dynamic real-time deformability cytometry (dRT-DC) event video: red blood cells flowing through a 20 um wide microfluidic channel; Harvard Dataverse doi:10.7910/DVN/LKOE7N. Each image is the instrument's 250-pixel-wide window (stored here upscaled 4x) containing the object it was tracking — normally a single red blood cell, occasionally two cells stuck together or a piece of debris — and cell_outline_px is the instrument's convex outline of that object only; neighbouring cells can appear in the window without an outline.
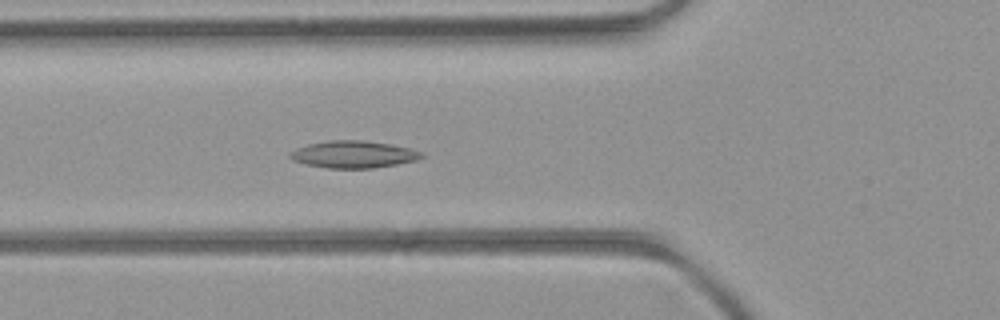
{"species": "common noctule bat (a hibernating species)", "species_latin": "Nyctalus noctula", "temperature_condition": "room temperature", "stored_images_in_passage": 51, "camera_frame_rate_fps": 3000, "um_per_image_px": 0.085, "animal": {"sex": "female", "body_mass_g": 21.9}, "frame": {"image": 1, "passage_image": 18, "time_ms": 5.667, "image_size_px": [1000, 320], "cell_outline_px": [[424, 156], [416, 160], [396, 164], [372, 168], [328, 168], [304, 164], [292, 160], [288, 156], [288, 152], [296, 148], [308, 144], [328, 140], [364, 140], [392, 144], [412, 148], [420, 152]], "centroid_in_image_um": [30.0, 13.11], "position_along_channel_um": 95.8, "area_um2": 20.92}}
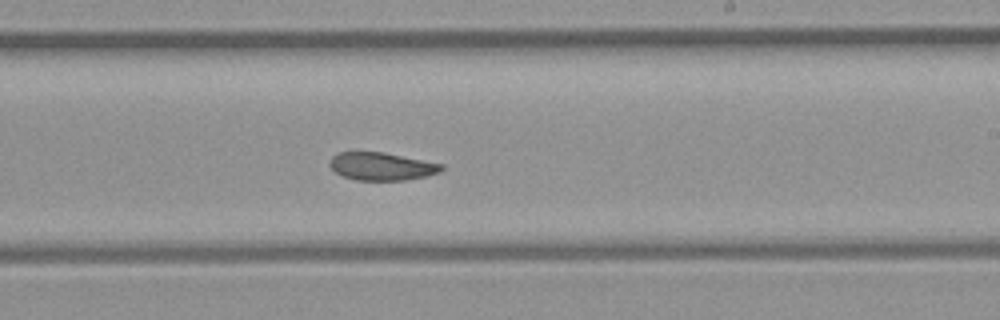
{"frame": {"image": 2, "passage_image": 30, "time_ms": 9.667, "image_size_px": [1000, 320], "cell_outline_px": [[444, 168], [440, 172], [428, 176], [404, 180], [356, 180], [344, 176], [336, 172], [328, 164], [332, 156], [336, 152], [384, 152], [444, 164]], "centroid_in_image_um": [32.46, 14.13], "position_along_channel_um": 256.5, "area_um2": 18.21}}
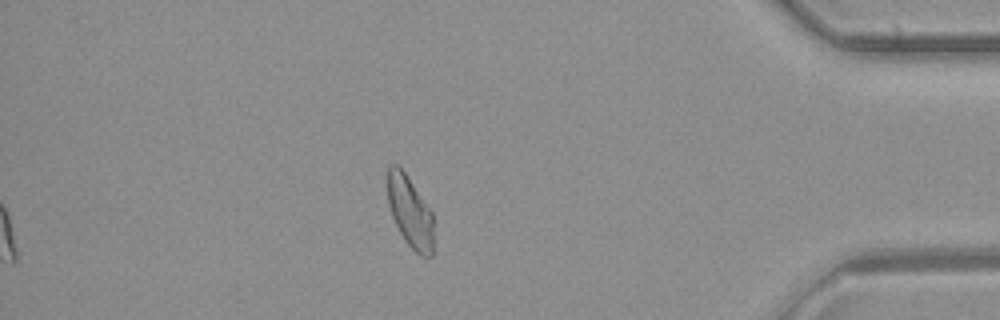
{"frame": {"image": 3, "passage_image": 44, "time_ms": 14.333, "image_size_px": [1000, 320], "cell_outline_px": [[432, 256], [420, 256], [404, 240], [392, 216], [388, 204], [388, 168], [392, 164], [396, 164], [404, 172], [432, 212]], "centroid_in_image_um": [34.84, 18.02], "position_along_channel_um": 400.4, "area_um2": 18.61}, "authors_computed_cell_mechanics": {"area_um2": 20.2878, "velocity_mm_per_s": 4.0056, "shape_relaxation_time_tau1_ms": null, "shape_relaxation_time_tau2_ms": 2.3437, "deformation_change_tau1": null, "deformation_change_tau2": 0.0699}}